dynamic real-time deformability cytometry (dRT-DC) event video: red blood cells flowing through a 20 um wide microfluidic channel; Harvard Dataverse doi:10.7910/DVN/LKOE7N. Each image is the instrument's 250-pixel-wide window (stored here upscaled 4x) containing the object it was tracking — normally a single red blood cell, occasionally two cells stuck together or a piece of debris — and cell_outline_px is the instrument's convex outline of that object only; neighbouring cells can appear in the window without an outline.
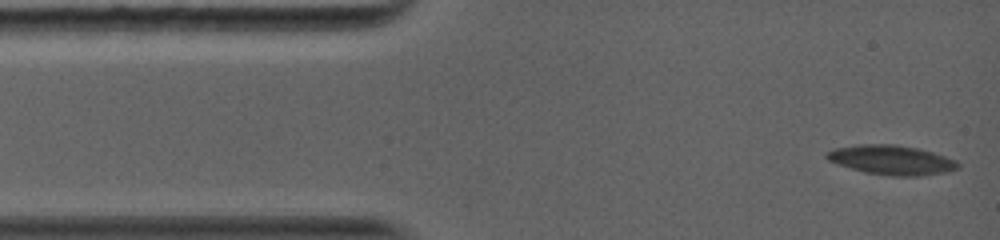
{"species": "common noctule bat (a hibernating species)", "species_latin": "Nyctalus noctula", "temperature_condition": "warm", "stored_images_in_passage": 18, "camera_frame_rate_fps": 5000, "um_per_image_px": 0.085, "animal": {"sex": "female", "body_mass_g": 19.0, "forearm_length_mm": 56.7}, "frame": {"image": 1, "passage_image": 1, "time_ms": 0.0, "image_size_px": [1000, 240], "cell_outline_px": [[960, 168], [948, 172], [920, 176], [892, 176], [864, 172], [828, 160], [824, 156], [824, 152], [836, 148], [860, 144], [892, 144], [920, 148], [956, 160], [960, 164]], "centroid_in_image_um": [75.81, 13.6], "position_along_channel_um": 9.2, "area_um2": 22.6}}
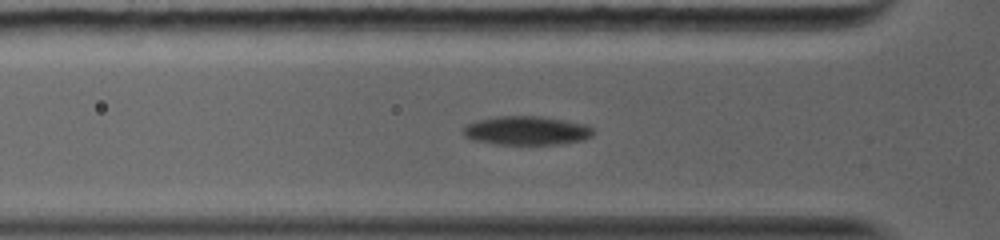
{"frame": {"image": 2, "passage_image": 11, "time_ms": 3.6, "image_size_px": [1000, 240], "cell_outline_px": [[596, 132], [592, 136], [584, 140], [560, 144], [496, 144], [472, 140], [464, 136], [464, 124], [476, 120], [496, 116], [540, 116], [564, 120], [584, 124], [592, 128]], "centroid_in_image_um": [44.75, 11.1], "position_along_channel_um": 81.1, "area_um2": 22.02}}
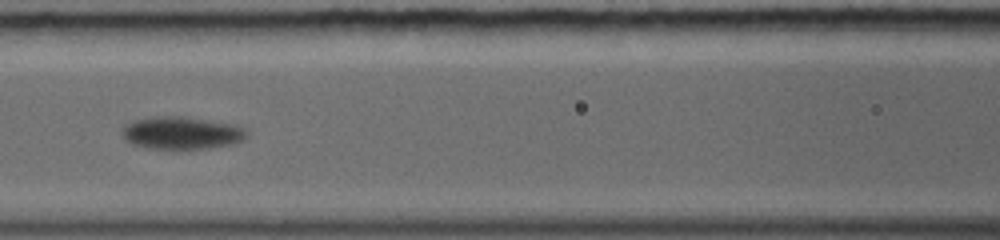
{"frame": {"image": 3, "passage_image": 16, "time_ms": 5.4, "image_size_px": [1000, 240], "cell_outline_px": [[248, 136], [236, 144], [208, 148], [144, 148], [132, 144], [124, 140], [124, 124], [148, 116], [184, 116], [236, 124], [244, 128], [248, 132]], "centroid_in_image_um": [15.47, 11.28], "position_along_channel_um": 151.1, "area_um2": 23.87}}